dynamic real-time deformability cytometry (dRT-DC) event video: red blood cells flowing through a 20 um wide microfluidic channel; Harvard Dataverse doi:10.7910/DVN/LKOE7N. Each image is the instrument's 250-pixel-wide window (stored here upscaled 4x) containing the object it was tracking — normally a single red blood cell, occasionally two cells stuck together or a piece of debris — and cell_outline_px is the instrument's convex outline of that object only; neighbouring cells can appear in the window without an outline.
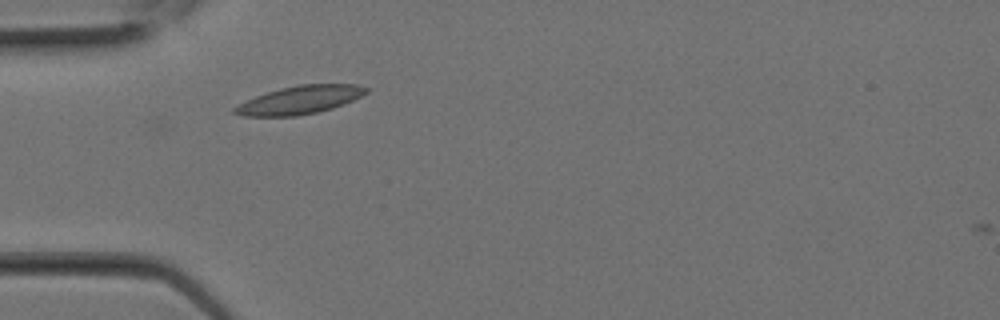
{"species": "Egyptian fruit bat (a non-hibernating species)", "species_latin": "Rousettus aegyptiacus", "temperature_condition": "room temperature", "stored_images_in_passage": 5, "camera_frame_rate_fps": 3000, "um_per_image_px": 0.085, "animal": {"sex": "female"}, "frame": {"image": 1, "passage_image": 2, "time_ms": 0.333, "image_size_px": [1000, 320], "cell_outline_px": [[368, 92], [352, 100], [332, 108], [316, 112], [296, 116], [244, 116], [232, 112], [232, 108], [256, 96], [280, 88], [300, 84], [356, 84], [368, 88]], "centroid_in_image_um": [25.48, 8.49], "position_along_channel_um": 59.5, "area_um2": 21.27}}
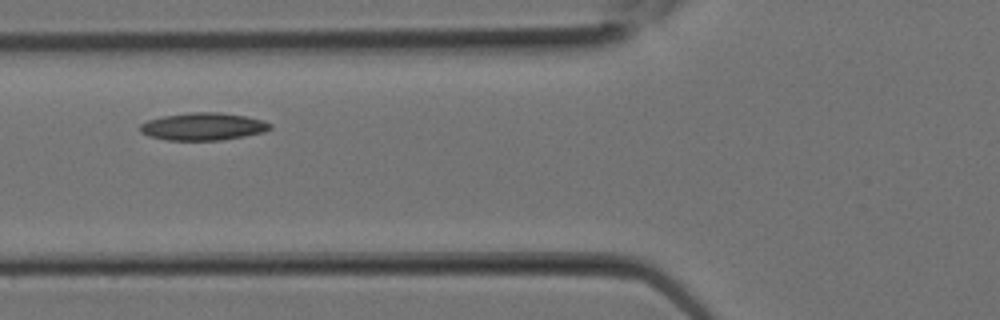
{"frame": {"image": 2, "passage_image": 4, "time_ms": 1.0, "image_size_px": [1000, 320], "cell_outline_px": [[272, 128], [264, 132], [244, 136], [220, 140], [168, 140], [148, 136], [140, 132], [140, 124], [148, 120], [164, 116], [188, 112], [220, 112], [244, 116], [264, 120], [272, 124]], "centroid_in_image_um": [17.27, 10.75], "position_along_channel_um": 108.5, "area_um2": 20.87}}